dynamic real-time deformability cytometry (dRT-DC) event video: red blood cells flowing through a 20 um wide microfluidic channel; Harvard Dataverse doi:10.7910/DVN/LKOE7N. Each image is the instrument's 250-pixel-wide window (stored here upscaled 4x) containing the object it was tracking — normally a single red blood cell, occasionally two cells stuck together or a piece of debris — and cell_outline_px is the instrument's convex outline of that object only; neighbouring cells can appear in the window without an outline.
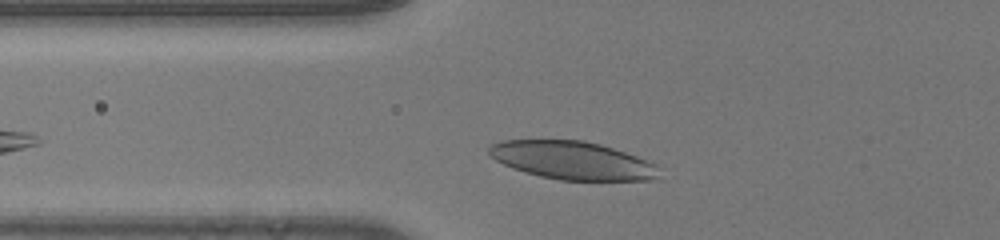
{"species": "human", "species_latin": "Homo sapiens", "temperature_condition": "room temperature", "stored_images_in_passage": 30, "camera_frame_rate_fps": 3000, "um_per_image_px": 0.085, "donor": {"sex": "male"}, "frame": {"image": 1, "passage_image": 4, "time_ms": 1.0, "image_size_px": [1000, 240], "cell_outline_px": [[656, 180], [560, 180], [540, 176], [524, 172], [512, 168], [496, 160], [488, 152], [488, 148], [492, 144], [500, 140], [584, 140], [600, 144], [636, 156], [656, 164]], "centroid_in_image_um": [48.61, 13.63], "position_along_channel_um": 77.2, "area_um2": 37.45}}
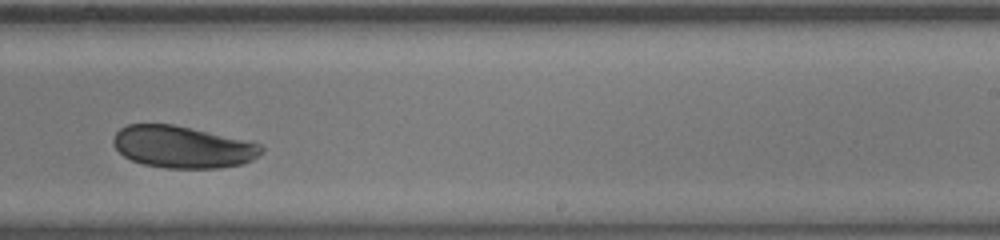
{"frame": {"image": 2, "passage_image": 19, "time_ms": 6.0, "image_size_px": [1000, 240], "cell_outline_px": [[264, 152], [252, 160], [244, 164], [220, 168], [164, 168], [144, 164], [132, 160], [124, 156], [116, 148], [112, 140], [116, 132], [120, 128], [128, 124], [172, 124], [252, 140], [260, 144], [264, 148]], "centroid_in_image_um": [15.59, 12.49], "position_along_channel_um": 273.4, "area_um2": 36.65}}
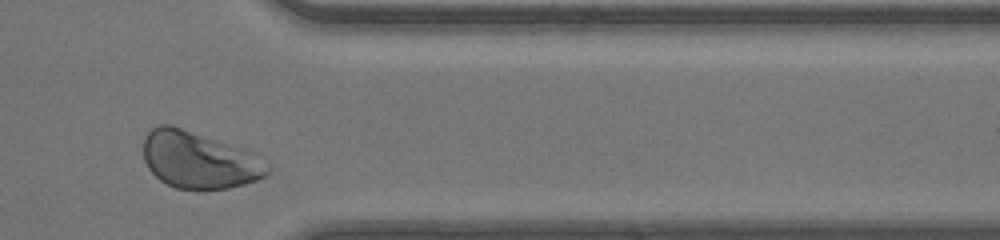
{"frame": {"image": 3, "passage_image": 28, "time_ms": 9.0, "image_size_px": [1000, 240], "cell_outline_px": [[268, 172], [264, 176], [256, 180], [244, 184], [228, 188], [204, 192], [196, 192], [176, 188], [160, 180], [148, 168], [144, 160], [144, 136], [152, 128], [160, 124], [168, 124], [252, 152], [268, 168]], "centroid_in_image_um": [16.86, 13.66], "position_along_channel_um": 394.5, "area_um2": 40.86}, "authors_computed_cell_mechanics": {"area_um2": 37.2232, "velocity_mm_per_s": 4.0867, "shape_relaxation_time_tau1_ms": 2.9463, "shape_relaxation_time_tau2_ms": null, "deformation_change_tau1": 0.0887, "deformation_change_tau2": null}}